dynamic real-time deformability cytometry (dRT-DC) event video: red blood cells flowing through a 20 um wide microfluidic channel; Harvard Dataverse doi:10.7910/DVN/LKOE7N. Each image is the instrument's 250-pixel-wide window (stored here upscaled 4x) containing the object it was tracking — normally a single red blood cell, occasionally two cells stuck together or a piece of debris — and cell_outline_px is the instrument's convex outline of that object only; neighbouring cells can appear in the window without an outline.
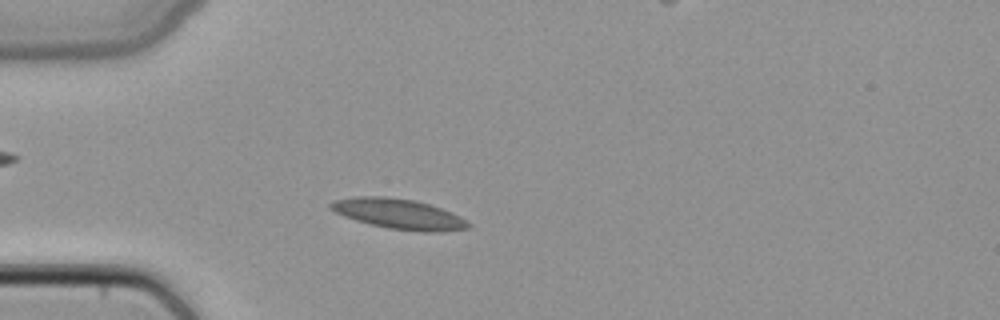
{"species": "common noctule bat (a hibernating species)", "species_latin": "Nyctalus noctula", "temperature_condition": "cold", "stored_images_in_passage": 39, "camera_frame_rate_fps": 3000, "um_per_image_px": 0.085, "animal": {"sex": "female", "body_mass_g": 22.7, "forearm_length_mm": 54.2}, "frame": {"image": 1, "passage_image": 9, "time_ms": 2.667, "image_size_px": [1000, 320], "cell_outline_px": [[472, 224], [468, 228], [440, 232], [420, 232], [388, 228], [356, 220], [344, 216], [328, 208], [328, 204], [332, 200], [356, 196], [384, 196], [412, 200], [428, 204], [452, 212], [460, 216]], "centroid_in_image_um": [33.88, 18.18], "position_along_channel_um": 51.1, "area_um2": 24.22}}
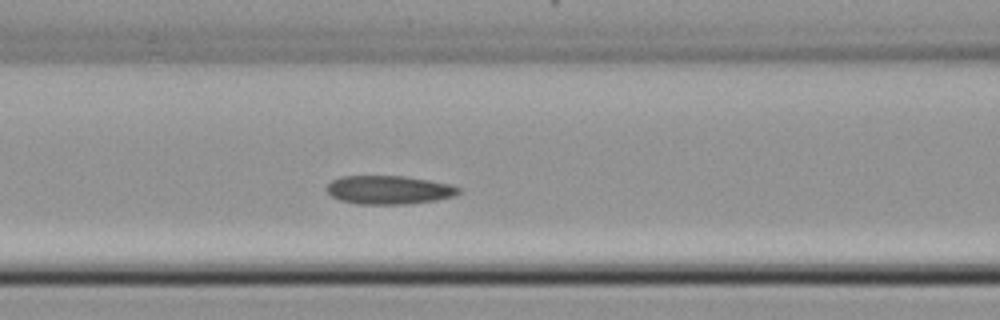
{"frame": {"image": 2, "passage_image": 16, "time_ms": 5.0, "image_size_px": [1000, 320], "cell_outline_px": [[460, 192], [452, 196], [436, 200], [404, 204], [360, 204], [340, 200], [332, 196], [324, 188], [332, 180], [340, 176], [404, 176], [452, 184], [460, 188]], "centroid_in_image_um": [33.03, 16.13], "position_along_channel_um": 133.6, "area_um2": 21.91}}
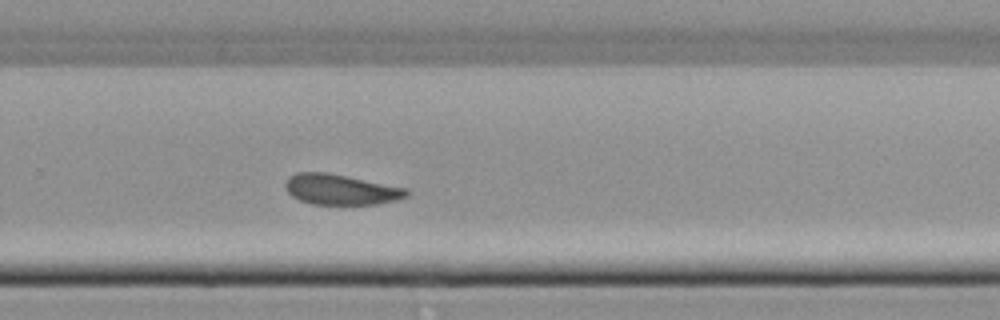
{"frame": {"image": 3, "passage_image": 28, "time_ms": 9.0, "image_size_px": [1000, 320], "cell_outline_px": [[408, 196], [396, 200], [376, 204], [312, 204], [300, 200], [292, 196], [284, 188], [284, 184], [288, 176], [296, 172], [328, 172], [408, 188]], "centroid_in_image_um": [28.94, 16.09], "position_along_channel_um": 300.9, "area_um2": 21.68}}